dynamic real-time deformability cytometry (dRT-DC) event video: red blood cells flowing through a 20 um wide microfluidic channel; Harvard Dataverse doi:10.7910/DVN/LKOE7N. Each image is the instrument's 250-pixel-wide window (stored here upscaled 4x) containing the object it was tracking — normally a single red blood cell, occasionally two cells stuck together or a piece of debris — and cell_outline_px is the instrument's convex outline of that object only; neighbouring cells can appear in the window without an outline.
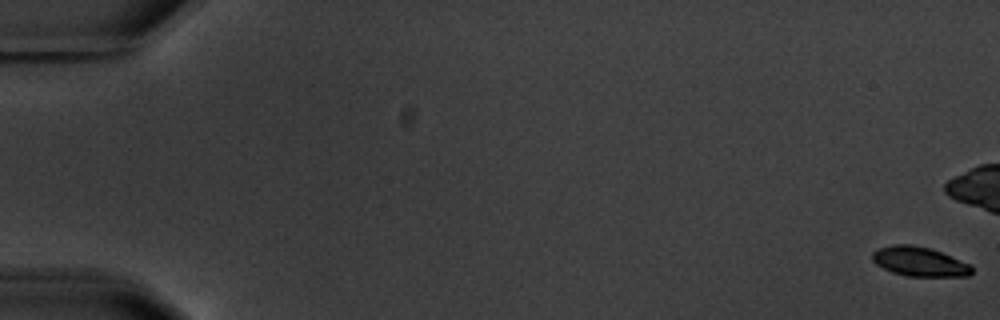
{"species": "common noctule bat (a hibernating species)", "species_latin": "Nyctalus noctula", "temperature_condition": "warm", "stored_images_in_passage": 7, "camera_frame_rate_fps": 3000, "um_per_image_px": 0.085, "animal": {"sex": "male", "body_mass_g": 20.1, "forearm_length_mm": 53.5}, "frame": {"image": 1, "passage_image": 1, "time_ms": 0.0, "image_size_px": [1000, 320], "cell_outline_px": [[972, 272], [968, 276], [908, 276], [892, 272], [876, 264], [872, 260], [872, 252], [876, 248], [892, 244], [912, 244], [932, 248], [972, 264]], "centroid_in_image_um": [78.15, 22.21], "position_along_channel_um": 6.8, "area_um2": 17.34}}